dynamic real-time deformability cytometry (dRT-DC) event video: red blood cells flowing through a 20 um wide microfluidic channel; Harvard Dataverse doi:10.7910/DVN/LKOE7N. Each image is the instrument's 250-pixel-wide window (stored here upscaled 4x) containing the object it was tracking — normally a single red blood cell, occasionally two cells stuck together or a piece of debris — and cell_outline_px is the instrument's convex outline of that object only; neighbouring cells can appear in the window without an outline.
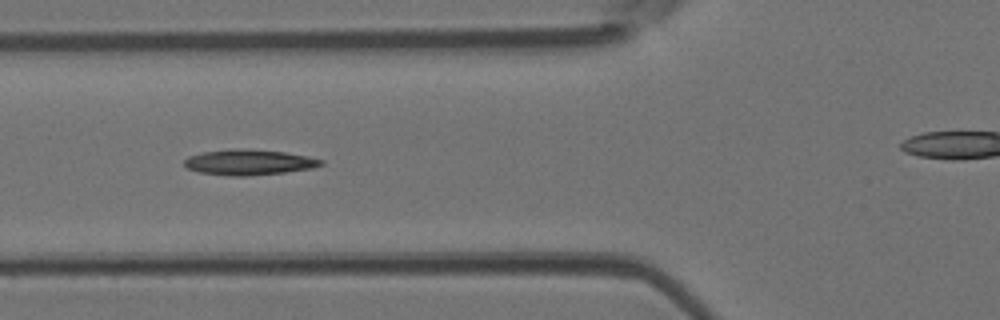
{"species": "Egyptian fruit bat (a non-hibernating species)", "species_latin": "Rousettus aegyptiacus", "temperature_condition": "room temperature", "stored_images_in_passage": 8, "camera_frame_rate_fps": 3000, "um_per_image_px": 0.085, "animal": {"sex": "female"}, "frame": {"image": 1, "passage_image": 5, "time_ms": 1.333, "image_size_px": [1000, 320], "cell_outline_px": [[324, 164], [312, 168], [284, 172], [248, 176], [228, 176], [200, 172], [188, 168], [184, 164], [184, 160], [188, 156], [204, 152], [232, 148], [284, 152], [308, 156], [324, 160]], "centroid_in_image_um": [21.16, 13.79], "position_along_channel_um": 104.6, "area_um2": 20.17}}
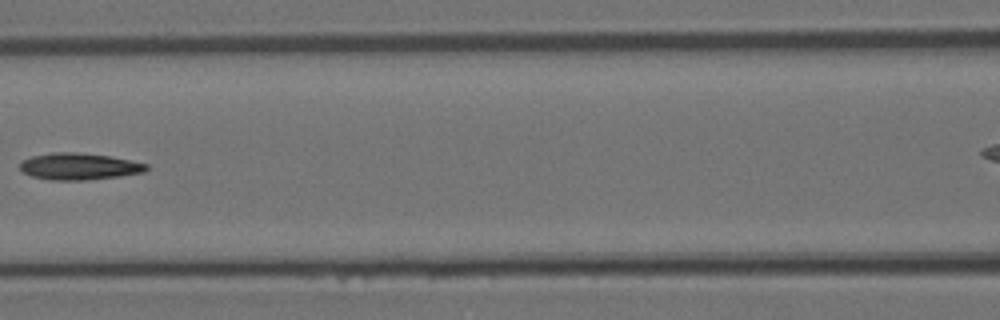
{"frame": {"image": 2, "passage_image": 6, "time_ms": 1.667, "image_size_px": [1000, 320], "cell_outline_px": [[148, 168], [144, 172], [120, 176], [88, 180], [48, 180], [32, 176], [24, 172], [20, 168], [20, 160], [32, 156], [52, 152], [76, 152], [108, 156], [148, 164]], "centroid_in_image_um": [6.69, 14.15], "position_along_channel_um": 159.9, "area_um2": 19.65}}
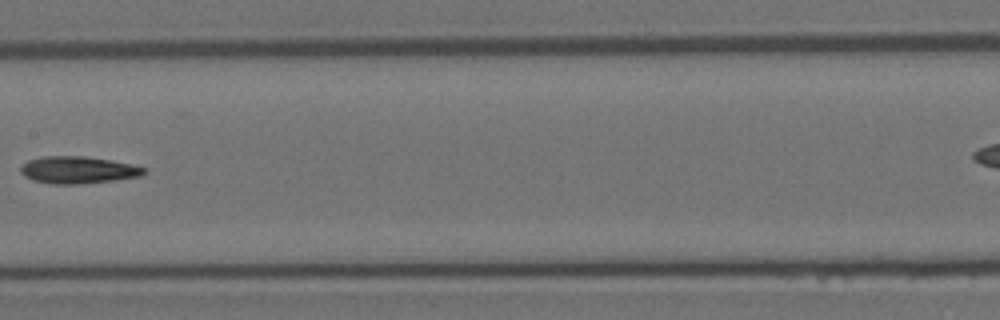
{"frame": {"image": 3, "passage_image": 7, "time_ms": 2.0, "image_size_px": [1000, 320], "cell_outline_px": [[148, 172], [140, 176], [116, 180], [76, 184], [48, 184], [32, 180], [24, 176], [20, 172], [20, 168], [28, 160], [44, 156], [84, 156], [112, 160], [132, 164], [148, 168]], "centroid_in_image_um": [6.66, 14.45], "position_along_channel_um": 200.7, "area_um2": 19.71}}